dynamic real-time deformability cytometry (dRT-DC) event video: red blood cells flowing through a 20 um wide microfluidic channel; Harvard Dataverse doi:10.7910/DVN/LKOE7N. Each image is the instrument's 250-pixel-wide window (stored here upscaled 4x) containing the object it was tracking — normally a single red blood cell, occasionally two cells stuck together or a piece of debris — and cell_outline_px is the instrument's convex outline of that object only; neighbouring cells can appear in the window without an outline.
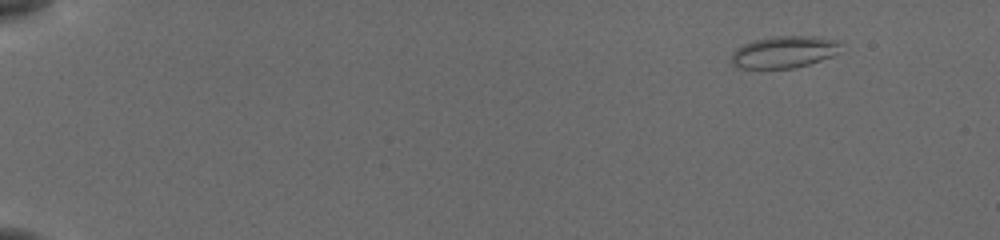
{"species": "common noctule bat (a hibernating species)", "species_latin": "Nyctalus noctula", "temperature_condition": "cold", "stored_images_in_passage": 51, "camera_frame_rate_fps": 3000, "um_per_image_px": 0.085, "animal": {"sex": "female", "body_mass_g": 19.5, "forearm_length_mm": 54.1}, "frame": {"image": 1, "passage_image": 1, "time_ms": 0.0, "image_size_px": [1000, 240], "cell_outline_px": [[840, 44], [836, 52], [832, 56], [808, 64], [792, 68], [736, 68], [732, 64], [732, 52], [736, 48], [752, 40], [776, 36], [820, 36], [840, 40]], "centroid_in_image_um": [66.63, 4.4], "position_along_channel_um": 18.4, "area_um2": 20.35}}
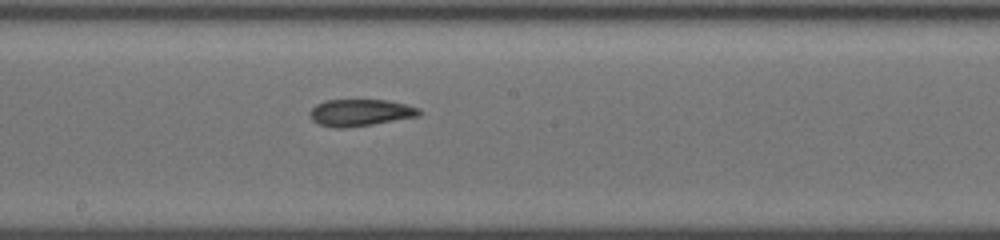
{"frame": {"image": 2, "passage_image": 28, "time_ms": 9.0, "image_size_px": [1000, 240], "cell_outline_px": [[420, 116], [372, 124], [344, 128], [336, 128], [320, 124], [312, 120], [308, 116], [308, 112], [316, 104], [324, 100], [388, 100], [420, 108]], "centroid_in_image_um": [30.59, 9.57], "position_along_channel_um": 217.6, "area_um2": 17.11}}
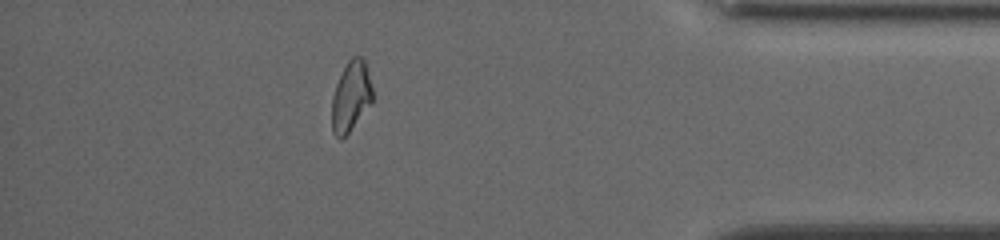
{"frame": {"image": 3, "passage_image": 45, "time_ms": 14.667, "image_size_px": [1000, 240], "cell_outline_px": [[372, 104], [348, 132], [340, 140], [332, 132], [332, 96], [336, 84], [348, 60], [352, 56], [360, 56], [364, 60], [372, 88]], "centroid_in_image_um": [29.82, 8.21], "position_along_channel_um": 405.4, "area_um2": 16.47}, "authors_computed_cell_mechanics": {"area_um2": 17.1666, "velocity_mm_per_s": 3.8369, "shape_relaxation_time_tau1_ms": null, "shape_relaxation_time_tau2_ms": 3.1642, "deformation_change_tau1": null, "deformation_change_tau2": 0.0989}}